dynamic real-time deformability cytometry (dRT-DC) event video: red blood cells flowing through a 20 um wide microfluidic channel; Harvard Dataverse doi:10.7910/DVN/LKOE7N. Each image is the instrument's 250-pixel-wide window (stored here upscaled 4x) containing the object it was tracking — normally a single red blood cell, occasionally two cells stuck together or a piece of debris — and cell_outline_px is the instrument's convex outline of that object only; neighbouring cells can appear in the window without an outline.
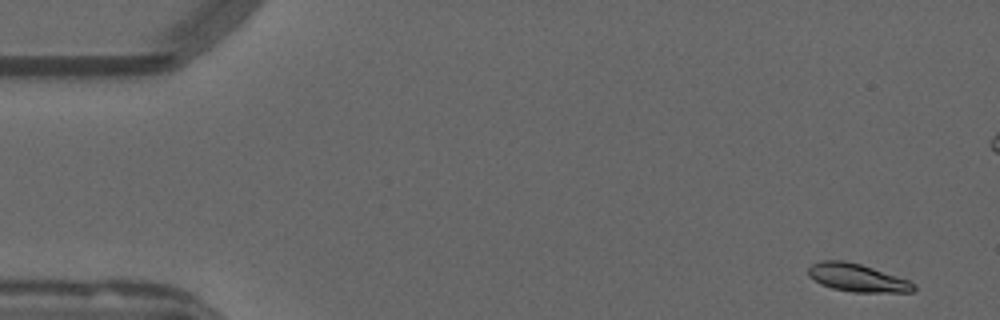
{"species": "common noctule bat (a hibernating species)", "species_latin": "Nyctalus noctula", "temperature_condition": "warm", "stored_images_in_passage": 53, "camera_frame_rate_fps": 3000, "um_per_image_px": 0.085, "animal": {"sex": "male", "forearm_length_mm": 52.5}, "frame": {"image": 1, "passage_image": 1, "time_ms": 0.0, "image_size_px": [1000, 320], "cell_outline_px": [[916, 288], [912, 292], [852, 292], [832, 288], [820, 284], [808, 276], [808, 268], [812, 264], [820, 260], [844, 260], [860, 264], [908, 280], [916, 284]], "centroid_in_image_um": [72.83, 23.61], "position_along_channel_um": 12.2, "area_um2": 17.11}}
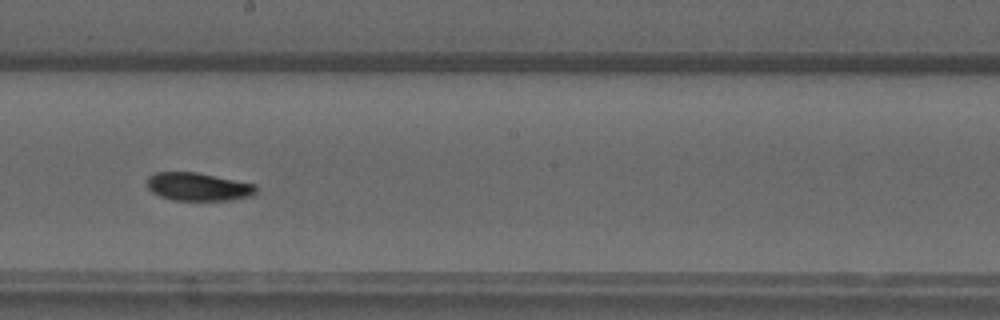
{"frame": {"image": 2, "passage_image": 28, "time_ms": 9.0, "image_size_px": [1000, 320], "cell_outline_px": [[256, 196], [232, 200], [172, 200], [160, 196], [152, 192], [148, 188], [148, 176], [156, 172], [196, 172], [256, 184]], "centroid_in_image_um": [16.88, 15.88], "position_along_channel_um": 231.3, "area_um2": 17.98}}
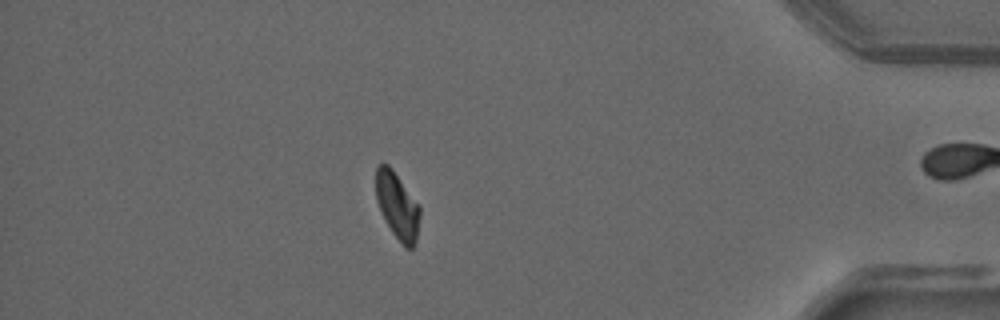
{"frame": {"image": 3, "passage_image": 45, "time_ms": 14.667, "image_size_px": [1000, 320], "cell_outline_px": [[420, 212], [416, 240], [412, 248], [404, 248], [392, 232], [384, 220], [376, 200], [376, 168], [380, 164], [388, 164], [392, 168], [420, 208]], "centroid_in_image_um": [33.75, 17.51], "position_along_channel_um": 401.5, "area_um2": 16.82}}